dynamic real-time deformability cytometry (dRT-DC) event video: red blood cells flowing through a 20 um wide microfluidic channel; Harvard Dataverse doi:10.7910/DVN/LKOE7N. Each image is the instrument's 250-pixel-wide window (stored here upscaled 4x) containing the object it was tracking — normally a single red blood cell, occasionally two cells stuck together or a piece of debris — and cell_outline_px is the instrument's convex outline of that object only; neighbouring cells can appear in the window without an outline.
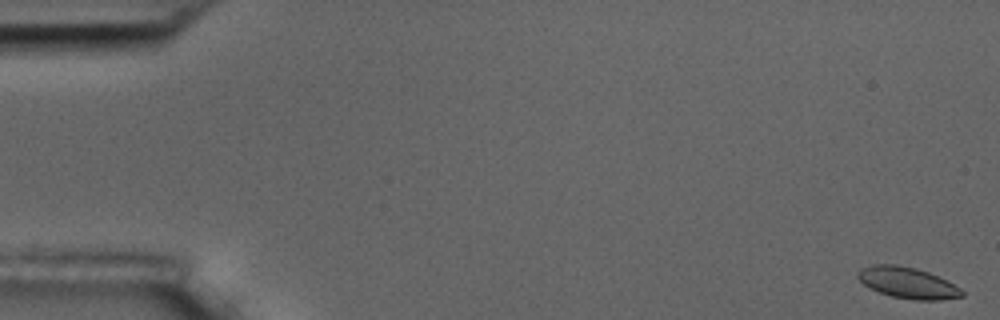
{"species": "common noctule bat (a hibernating species)", "species_latin": "Nyctalus noctula", "temperature_condition": "room temperature", "stored_images_in_passage": 11, "camera_frame_rate_fps": 3000, "um_per_image_px": 0.085, "animal": {"sex": "male", "body_mass_g": 17.5, "forearm_length_mm": 52.3}, "frame": {"image": 1, "passage_image": 1, "time_ms": 0.0, "image_size_px": [1000, 320], "cell_outline_px": [[964, 296], [940, 300], [912, 300], [892, 296], [880, 292], [864, 284], [856, 276], [856, 272], [860, 268], [872, 264], [896, 264], [916, 268], [928, 272], [960, 288], [964, 292]], "centroid_in_image_um": [77.12, 24.03], "position_along_channel_um": 7.9, "area_um2": 18.79}}
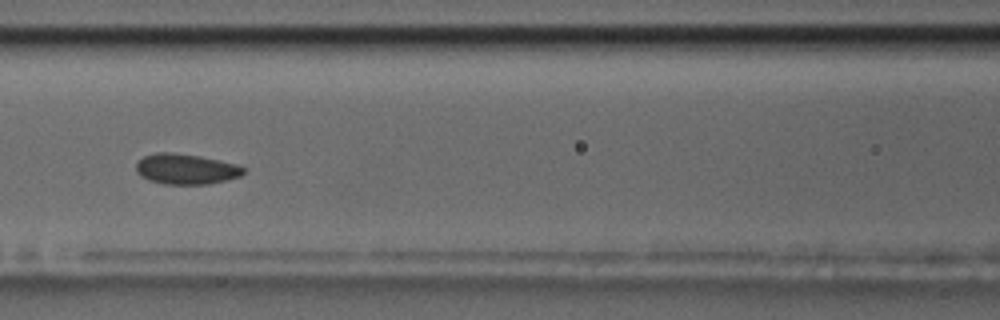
{"frame": {"image": 2, "passage_image": 7, "time_ms": 8.0, "image_size_px": [1000, 320], "cell_outline_px": [[244, 172], [240, 176], [208, 184], [164, 184], [148, 180], [140, 176], [136, 172], [136, 160], [144, 156], [156, 152], [172, 152], [200, 156], [236, 164], [244, 168]], "centroid_in_image_um": [15.74, 14.36], "position_along_channel_um": 150.9, "area_um2": 19.07}}
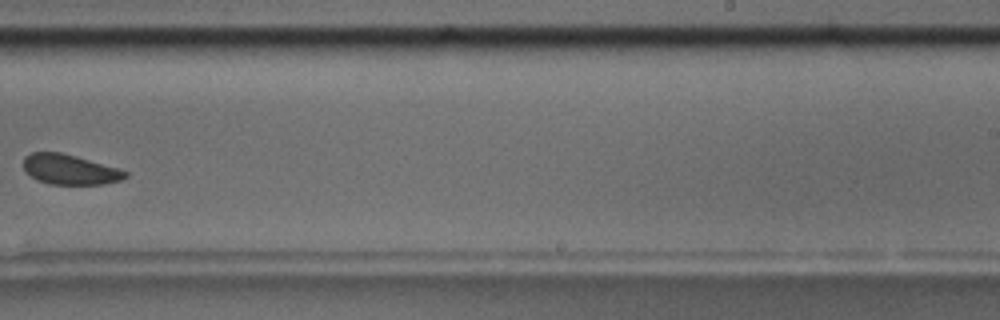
{"frame": {"image": 3, "passage_image": 10, "time_ms": 11.667, "image_size_px": [1000, 320], "cell_outline_px": [[128, 176], [120, 180], [104, 184], [52, 184], [36, 180], [24, 168], [24, 156], [32, 152], [60, 152], [76, 156], [120, 168], [128, 172]], "centroid_in_image_um": [5.96, 14.4], "position_along_channel_um": 283.0, "area_um2": 17.8}}